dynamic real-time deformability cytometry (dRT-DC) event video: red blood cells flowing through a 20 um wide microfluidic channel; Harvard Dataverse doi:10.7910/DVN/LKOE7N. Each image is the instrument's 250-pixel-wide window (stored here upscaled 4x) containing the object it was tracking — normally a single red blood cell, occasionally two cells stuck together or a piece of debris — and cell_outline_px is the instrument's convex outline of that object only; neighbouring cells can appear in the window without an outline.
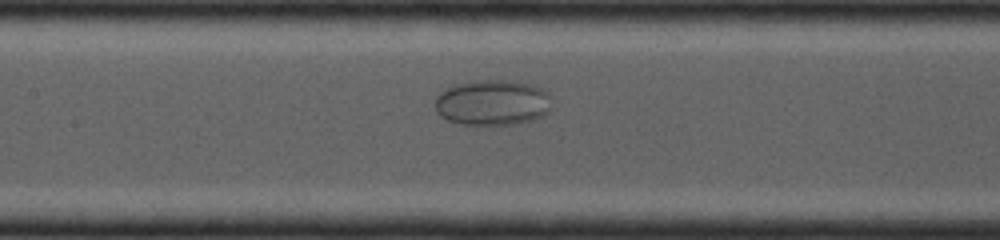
{"species": "common noctule bat (a hibernating species)", "species_latin": "Nyctalus noctula", "temperature_condition": "cold", "stored_images_in_passage": 42, "camera_frame_rate_fps": 4000, "um_per_image_px": 0.085, "animal": {"sex": "female", "body_mass_g": 19.0, "forearm_length_mm": 53.3}, "frame": {"image": 1, "passage_image": 21, "time_ms": 5.0, "image_size_px": [1000, 240], "cell_outline_px": [[548, 112], [544, 116], [532, 120], [512, 124], [464, 124], [448, 120], [440, 116], [436, 112], [436, 96], [440, 92], [452, 84], [476, 80], [512, 80], [532, 84], [548, 92]], "centroid_in_image_um": [41.83, 8.7], "position_along_channel_um": 165.6, "area_um2": 30.98}}